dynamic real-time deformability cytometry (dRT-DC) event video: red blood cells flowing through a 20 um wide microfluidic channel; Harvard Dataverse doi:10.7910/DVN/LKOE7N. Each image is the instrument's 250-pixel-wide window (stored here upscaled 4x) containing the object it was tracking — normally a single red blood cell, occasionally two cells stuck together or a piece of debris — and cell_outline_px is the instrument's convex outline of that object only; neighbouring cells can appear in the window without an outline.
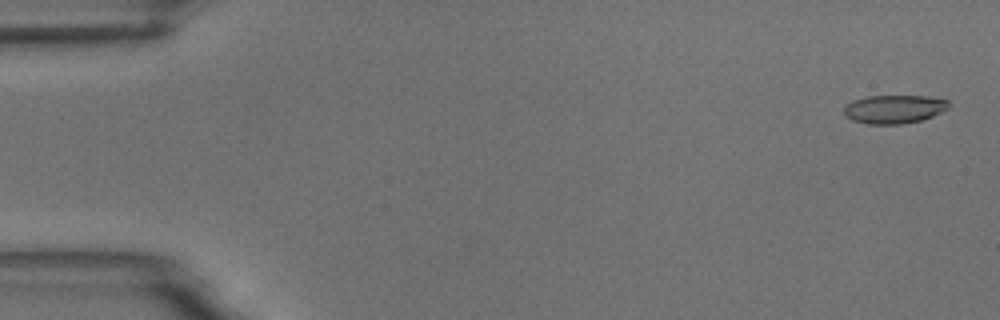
{"species": "common noctule bat (a hibernating species)", "species_latin": "Nyctalus noctula", "temperature_condition": "room temperature", "stored_images_in_passage": 56, "camera_frame_rate_fps": 3000, "um_per_image_px": 0.085, "animal": {"sex": "male", "body_mass_g": 18.8}, "frame": {"image": 1, "passage_image": 2, "time_ms": 0.333, "image_size_px": [1000, 320], "cell_outline_px": [[948, 108], [932, 116], [920, 120], [900, 124], [868, 124], [852, 120], [844, 116], [844, 108], [852, 100], [868, 96], [924, 96], [948, 100]], "centroid_in_image_um": [75.96, 9.28], "position_along_channel_um": 9.0, "area_um2": 17.22}}
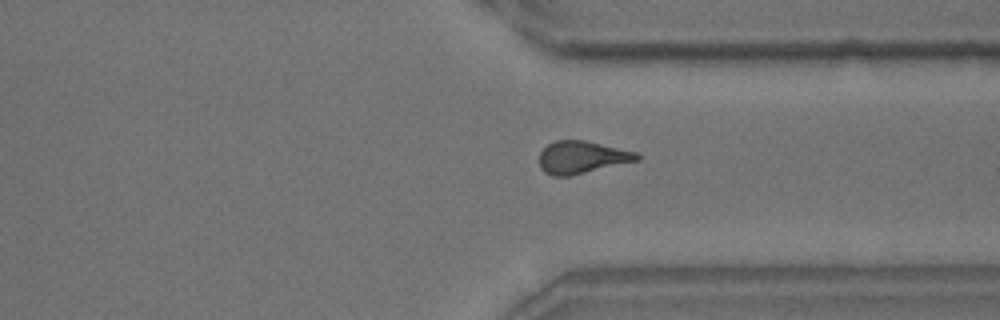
{"frame": {"image": 2, "passage_image": 42, "time_ms": 13.667, "image_size_px": [1000, 320], "cell_outline_px": [[640, 160], [568, 176], [552, 176], [544, 172], [540, 168], [540, 152], [548, 144], [556, 140], [584, 140], [636, 152], [640, 156]], "centroid_in_image_um": [49.44, 13.37], "position_along_channel_um": 362.0, "area_um2": 18.32}}
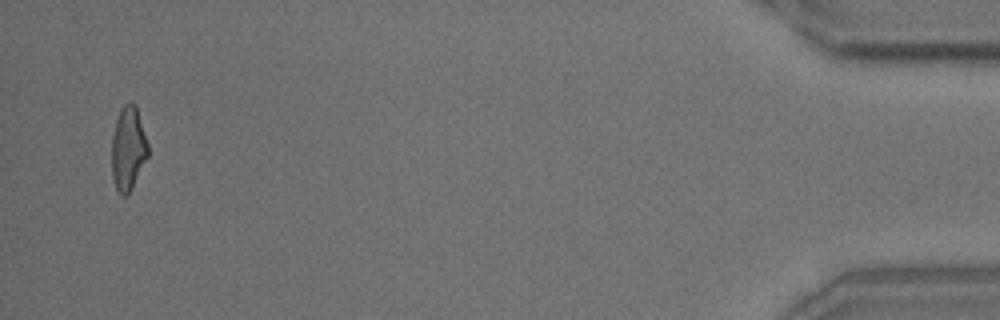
{"frame": {"image": 3, "passage_image": 54, "time_ms": 17.667, "image_size_px": [1000, 320], "cell_outline_px": [[148, 156], [132, 188], [124, 196], [120, 196], [112, 180], [112, 136], [116, 120], [120, 108], [128, 100], [132, 100], [136, 104], [148, 144]], "centroid_in_image_um": [10.89, 12.58], "position_along_channel_um": 424.3, "area_um2": 17.92}, "authors_computed_cell_mechanics": {"area_um2": 18.207, "velocity_mm_per_s": 3.6558, "shape_relaxation_time_tau1_ms": 6.7133, "shape_relaxation_time_tau2_ms": 2.2058, "deformation_change_tau1": 0.1969, "deformation_change_tau2": 0.1097}}